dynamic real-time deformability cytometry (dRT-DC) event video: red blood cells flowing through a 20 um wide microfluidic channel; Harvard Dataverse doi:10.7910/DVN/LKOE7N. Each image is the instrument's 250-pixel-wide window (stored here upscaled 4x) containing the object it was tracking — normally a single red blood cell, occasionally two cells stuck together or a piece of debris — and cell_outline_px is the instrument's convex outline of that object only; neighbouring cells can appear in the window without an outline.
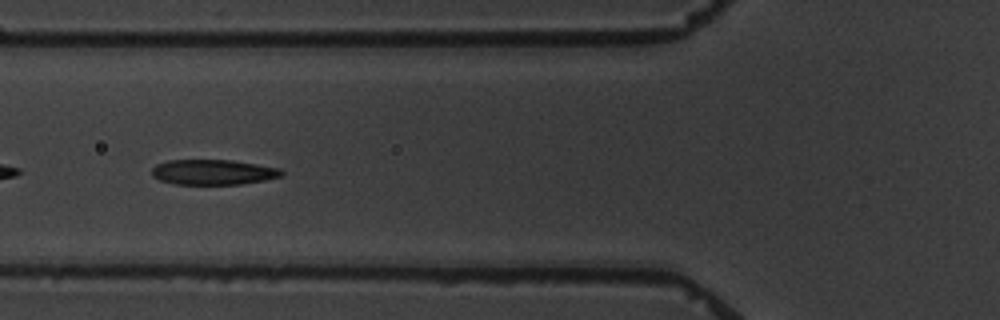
{"species": "common noctule bat (a hibernating species)", "species_latin": "Nyctalus noctula", "temperature_condition": "warm", "stored_images_in_passage": 5, "camera_frame_rate_fps": 3000, "um_per_image_px": 0.085, "animal": {"sex": "male", "body_mass_g": 19.5, "forearm_length_mm": 54.6}, "frame": {"image": 1, "passage_image": 5, "time_ms": 4.667, "image_size_px": [1000, 320], "cell_outline_px": [[284, 172], [280, 176], [264, 180], [240, 184], [176, 184], [160, 180], [152, 176], [152, 168], [156, 164], [168, 160], [232, 160], [280, 168]], "centroid_in_image_um": [18.09, 14.62], "position_along_channel_um": 107.7, "area_um2": 18.96}}